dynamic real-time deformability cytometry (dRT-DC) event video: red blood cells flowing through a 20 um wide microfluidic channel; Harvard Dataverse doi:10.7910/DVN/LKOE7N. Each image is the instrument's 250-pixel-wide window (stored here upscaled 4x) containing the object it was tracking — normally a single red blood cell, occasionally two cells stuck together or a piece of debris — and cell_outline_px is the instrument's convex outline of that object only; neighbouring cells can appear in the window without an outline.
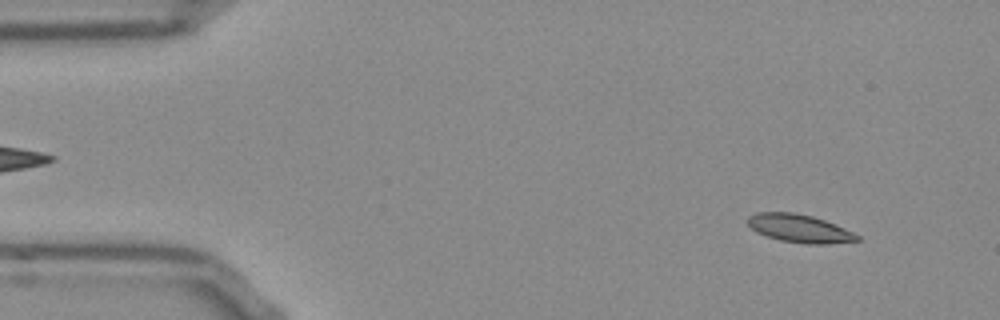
{"species": "Egyptian fruit bat (a non-hibernating species)", "species_latin": "Rousettus aegyptiacus", "temperature_condition": "room temperature", "stored_images_in_passage": 52, "camera_frame_rate_fps": 3000, "um_per_image_px": 0.085, "frame": {"image": 1, "passage_image": 4, "time_ms": 1.0, "image_size_px": [1000, 320], "cell_outline_px": [[860, 240], [828, 244], [808, 244], [780, 240], [756, 232], [748, 224], [748, 216], [756, 212], [792, 212], [812, 216], [824, 220], [844, 228], [860, 236]], "centroid_in_image_um": [67.95, 19.41], "position_along_channel_um": 17.1, "area_um2": 17.74}}
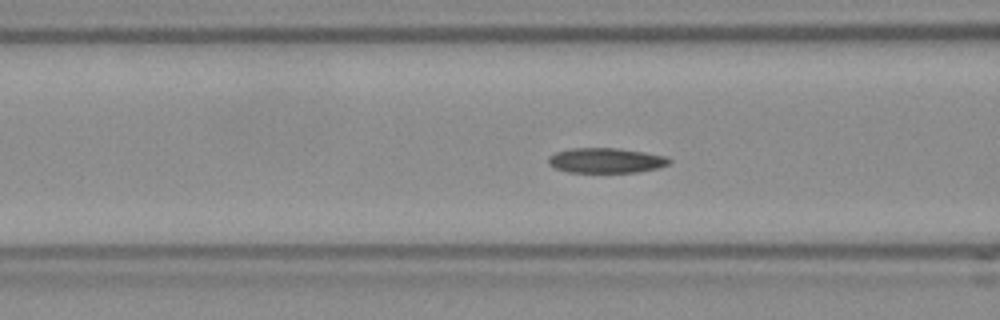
{"frame": {"image": 2, "passage_image": 19, "time_ms": 6.0, "image_size_px": [1000, 320], "cell_outline_px": [[672, 160], [668, 164], [656, 168], [636, 172], [568, 172], [556, 168], [548, 164], [548, 156], [556, 152], [572, 148], [616, 148], [644, 152], [668, 156]], "centroid_in_image_um": [51.5, 13.63], "position_along_channel_um": 115.1, "area_um2": 17.57}}
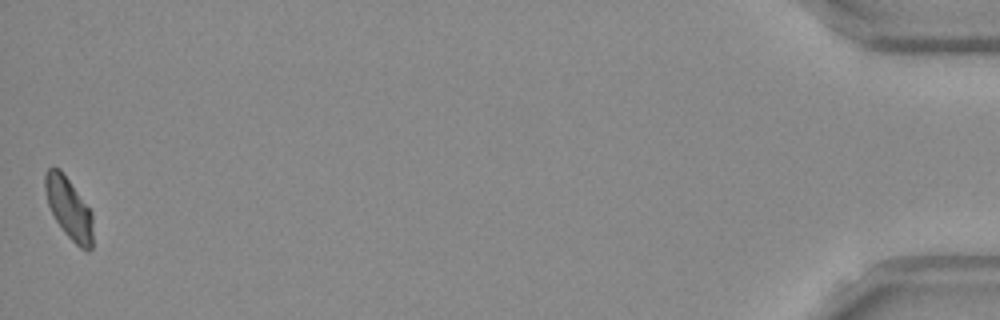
{"frame": {"image": 3, "passage_image": 52, "time_ms": 17.0, "image_size_px": [1000, 320], "cell_outline_px": [[92, 248], [88, 252], [80, 248], [64, 232], [56, 220], [48, 204], [44, 188], [44, 176], [48, 168], [60, 168], [92, 212]], "centroid_in_image_um": [5.85, 17.71], "position_along_channel_um": 429.3, "area_um2": 16.94}, "authors_computed_cell_mechanics": {"area_um2": 17.7446, "velocity_mm_per_s": 3.7701, "shape_relaxation_time_tau1_ms": 8.842, "shape_relaxation_time_tau2_ms": 11.2767, "deformation_change_tau1": 0.174, "deformation_change_tau2": 0.1605}}